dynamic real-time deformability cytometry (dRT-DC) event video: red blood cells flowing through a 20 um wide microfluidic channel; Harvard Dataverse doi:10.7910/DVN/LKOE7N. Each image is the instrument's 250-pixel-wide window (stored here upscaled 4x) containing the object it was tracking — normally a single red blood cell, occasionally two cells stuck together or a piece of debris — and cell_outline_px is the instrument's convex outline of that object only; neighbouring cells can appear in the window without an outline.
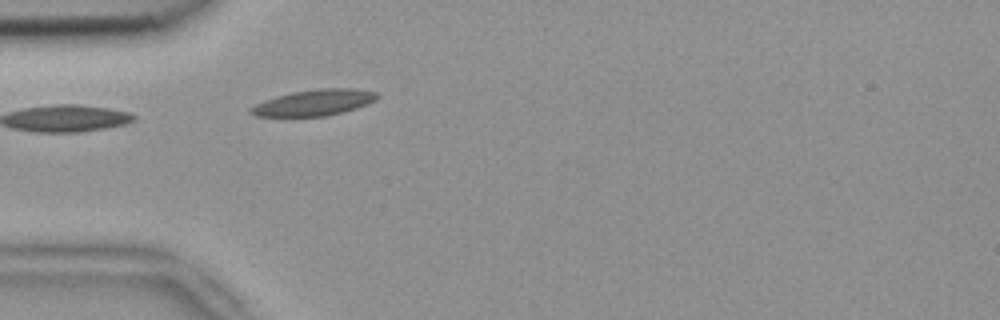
{"species": "common noctule bat (a hibernating species)", "species_latin": "Nyctalus noctula", "temperature_condition": "room temperature", "stored_images_in_passage": 1, "camera_frame_rate_fps": 3000, "um_per_image_px": 0.085, "animal": {"sex": "female", "body_mass_g": 18.4}, "frame": {"image": 1, "passage_image": 1, "time_ms": 0.0, "image_size_px": [1000, 320], "cell_outline_px": [[380, 96], [376, 100], [368, 104], [344, 112], [324, 116], [256, 116], [248, 112], [248, 108], [264, 100], [276, 96], [292, 92], [320, 88], [352, 88], [376, 92]], "centroid_in_image_um": [26.7, 8.72], "position_along_channel_um": 58.3, "area_um2": 19.25}}